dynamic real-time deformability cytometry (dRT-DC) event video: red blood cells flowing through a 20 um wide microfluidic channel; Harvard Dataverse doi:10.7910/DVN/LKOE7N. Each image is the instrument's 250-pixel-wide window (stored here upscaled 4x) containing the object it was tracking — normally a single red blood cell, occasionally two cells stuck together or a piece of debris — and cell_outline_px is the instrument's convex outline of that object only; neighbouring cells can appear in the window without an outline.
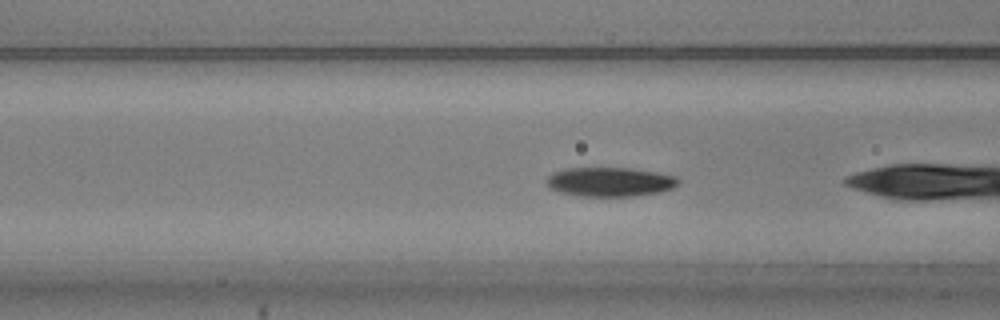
{"species": "common noctule bat (a hibernating species)", "species_latin": "Nyctalus noctula", "temperature_condition": "warm", "stored_images_in_passage": 6, "camera_frame_rate_fps": 3000, "um_per_image_px": 0.085, "animal": {"sex": "male", "body_mass_g": 20.5, "forearm_length_mm": 52.5}, "frame": {"image": 1, "passage_image": 4, "time_ms": 1.0, "image_size_px": [1000, 320], "cell_outline_px": [[680, 184], [672, 188], [660, 192], [632, 196], [580, 196], [560, 192], [552, 188], [548, 184], [548, 176], [552, 172], [564, 168], [632, 168], [656, 172], [676, 176], [680, 180]], "centroid_in_image_um": [51.88, 15.45], "position_along_channel_um": 114.7, "area_um2": 22.43}}